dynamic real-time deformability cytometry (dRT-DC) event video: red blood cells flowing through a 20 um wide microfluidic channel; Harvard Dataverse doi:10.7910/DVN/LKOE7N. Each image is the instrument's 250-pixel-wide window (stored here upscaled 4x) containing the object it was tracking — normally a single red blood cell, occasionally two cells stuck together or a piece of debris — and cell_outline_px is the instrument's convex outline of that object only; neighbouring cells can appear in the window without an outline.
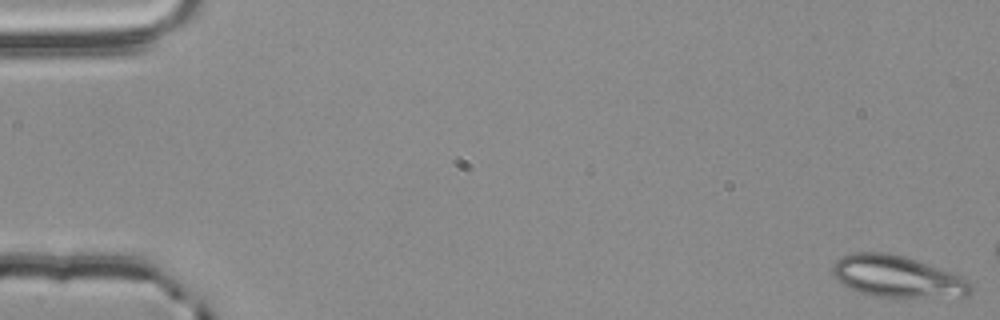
{"species": "common noctule bat (a hibernating species)", "species_latin": "Nyctalus noctula", "temperature_condition": "room temperature", "stored_images_in_passage": 10, "camera_frame_rate_fps": 3000, "um_per_image_px": 0.085, "animal": {"sex": "male", "body_mass_g": 20.4}, "frame": {"image": 1, "passage_image": 1, "time_ms": 0.0, "image_size_px": [1000, 320], "cell_outline_px": [[972, 292], [968, 296], [872, 296], [848, 288], [832, 276], [832, 264], [840, 256], [852, 252], [884, 252], [904, 256], [916, 260], [960, 276], [968, 280], [972, 284]], "centroid_in_image_um": [76.19, 23.49], "position_along_channel_um": 8.8, "area_um2": 33.23}}